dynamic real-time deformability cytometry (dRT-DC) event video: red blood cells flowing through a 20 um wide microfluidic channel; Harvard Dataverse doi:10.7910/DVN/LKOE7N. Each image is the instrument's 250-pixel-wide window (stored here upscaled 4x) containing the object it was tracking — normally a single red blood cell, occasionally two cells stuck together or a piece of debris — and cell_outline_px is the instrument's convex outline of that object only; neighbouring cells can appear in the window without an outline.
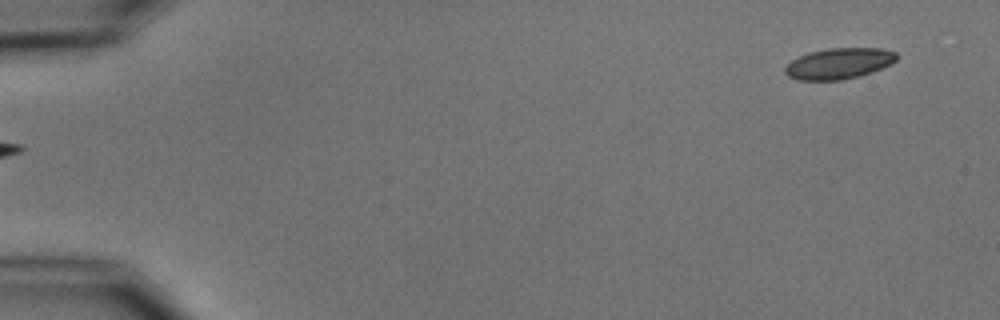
{"species": "common noctule bat (a hibernating species)", "species_latin": "Nyctalus noctula", "temperature_condition": "cold", "stored_images_in_passage": 6, "segment_of_instrument_passage": [2, 2], "camera_frame_rate_fps": 3000, "um_per_image_px": 0.085, "animal": {"sex": "male", "body_mass_g": 15.6}, "frame": {"image": 1, "passage_image": 6, "time_ms": 6.667, "image_size_px": [1000, 320], "cell_outline_px": [[896, 60], [892, 64], [872, 72], [860, 76], [840, 80], [796, 80], [788, 76], [784, 72], [784, 68], [792, 60], [808, 52], [828, 48], [884, 48], [896, 52]], "centroid_in_image_um": [71.31, 5.4], "position_along_channel_um": 13.7, "area_um2": 20.23}}